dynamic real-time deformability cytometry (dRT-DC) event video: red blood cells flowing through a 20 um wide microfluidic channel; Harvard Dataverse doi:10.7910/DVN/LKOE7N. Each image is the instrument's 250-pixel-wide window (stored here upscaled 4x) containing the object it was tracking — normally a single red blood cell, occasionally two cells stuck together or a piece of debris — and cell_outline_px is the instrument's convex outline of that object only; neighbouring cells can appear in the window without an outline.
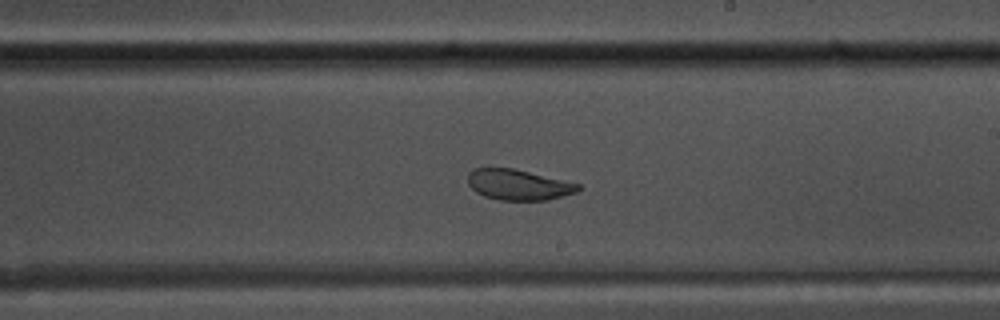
{"species": "common noctule bat (a hibernating species)", "species_latin": "Nyctalus noctula", "temperature_condition": "warm", "stored_images_in_passage": 52, "camera_frame_rate_fps": 3000, "um_per_image_px": 0.085, "animal": {"sex": "male", "body_mass_g": 17.5, "forearm_length_mm": 52.3}, "frame": {"image": 1, "passage_image": 30, "time_ms": 9.667, "image_size_px": [1000, 320], "cell_outline_px": [[580, 188], [576, 192], [548, 200], [500, 200], [484, 196], [476, 192], [468, 184], [468, 172], [476, 168], [512, 168], [580, 184]], "centroid_in_image_um": [44.04, 15.71], "position_along_channel_um": 245.0, "area_um2": 19.48}}
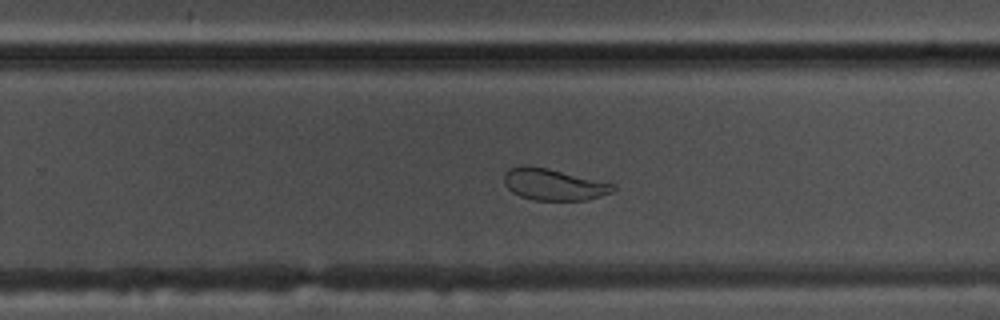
{"frame": {"image": 2, "passage_image": 33, "time_ms": 10.667, "image_size_px": [1000, 320], "cell_outline_px": [[616, 188], [612, 192], [588, 200], [532, 200], [520, 196], [512, 192], [504, 184], [504, 172], [508, 168], [524, 164], [528, 164], [548, 168], [616, 184]], "centroid_in_image_um": [47.03, 15.66], "position_along_channel_um": 282.8, "area_um2": 20.35}}
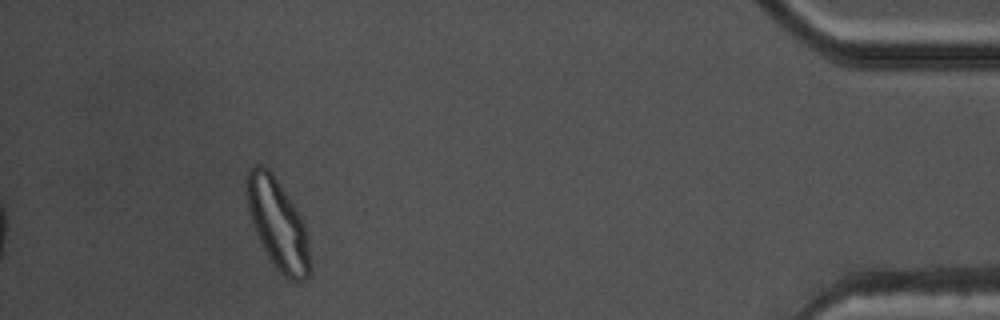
{"frame": {"image": 3, "passage_image": 48, "time_ms": 15.667, "image_size_px": [1000, 320], "cell_outline_px": [[312, 268], [308, 276], [304, 280], [292, 280], [284, 276], [268, 256], [252, 224], [248, 212], [244, 184], [244, 180], [248, 168], [256, 164], [260, 164], [268, 168], [272, 172], [296, 208], [304, 224], [308, 240]], "centroid_in_image_um": [23.58, 18.99], "position_along_channel_um": 411.6, "area_um2": 33.41}, "authors_computed_cell_mechanics": {"area_um2": 24.2471, "velocity_mm_per_s": 3.7851, "shape_relaxation_time_tau1_ms": 2.84, "shape_relaxation_time_tau2_ms": 0.9848, "deformation_change_tau1": 0.1325, "deformation_change_tau2": 0.0689}}